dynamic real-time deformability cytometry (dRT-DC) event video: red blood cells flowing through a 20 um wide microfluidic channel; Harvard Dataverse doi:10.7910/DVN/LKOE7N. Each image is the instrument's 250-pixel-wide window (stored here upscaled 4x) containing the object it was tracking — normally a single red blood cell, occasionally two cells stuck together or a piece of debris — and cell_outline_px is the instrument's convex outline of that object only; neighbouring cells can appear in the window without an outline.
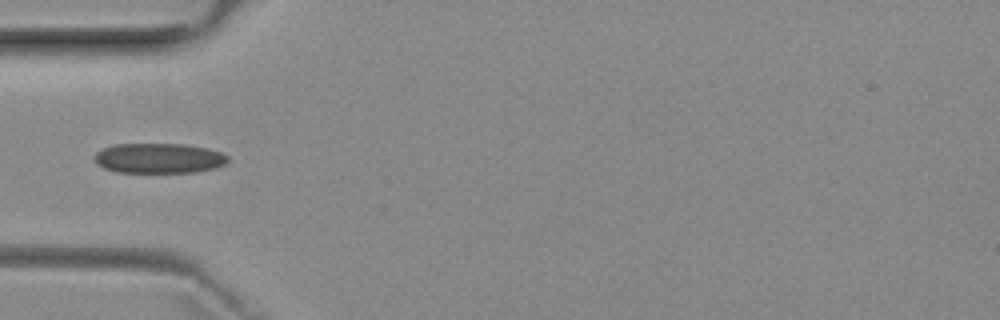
{"species": "common noctule bat (a hibernating species)", "species_latin": "Nyctalus noctula", "temperature_condition": "room temperature", "stored_images_in_passage": 37, "camera_frame_rate_fps": 3000, "um_per_image_px": 0.085, "animal": {"sex": "female", "body_mass_g": 29.2, "forearm_length_mm": 56.3}, "frame": {"image": 1, "passage_image": 1, "time_ms": 0.0, "image_size_px": [1000, 320], "cell_outline_px": [[228, 160], [224, 164], [216, 168], [196, 172], [116, 172], [104, 168], [96, 160], [96, 152], [104, 148], [116, 144], [184, 144], [208, 148], [220, 152], [228, 156]], "centroid_in_image_um": [13.55, 13.45], "position_along_channel_um": 71.4, "area_um2": 23.18}}
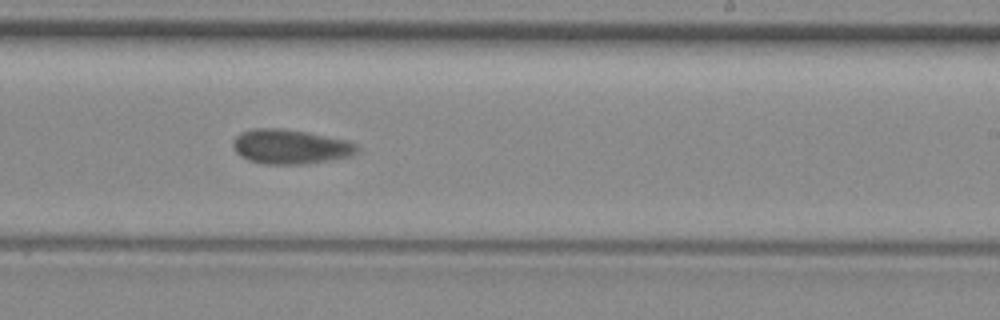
{"frame": {"image": 2, "passage_image": 16, "time_ms": 5.0, "image_size_px": [1000, 320], "cell_outline_px": [[360, 148], [352, 156], [304, 164], [264, 164], [248, 160], [240, 156], [236, 152], [232, 144], [232, 140], [240, 132], [256, 128], [280, 128], [308, 132], [344, 140], [356, 144]], "centroid_in_image_um": [24.64, 12.47], "position_along_channel_um": 264.4, "area_um2": 24.97}}
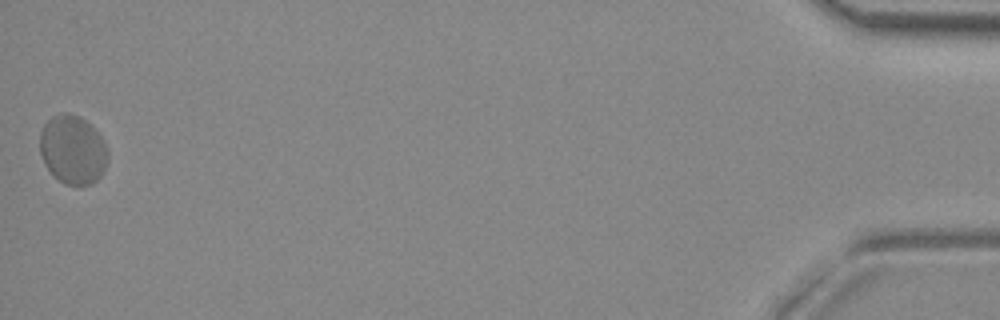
{"frame": {"image": 3, "passage_image": 37, "time_ms": 12.0, "image_size_px": [1000, 320], "cell_outline_px": [[108, 160], [104, 172], [92, 184], [64, 184], [52, 176], [44, 164], [40, 152], [40, 132], [44, 124], [52, 116], [60, 112], [68, 112], [80, 116], [104, 140], [108, 148]], "centroid_in_image_um": [6.18, 12.73], "position_along_channel_um": 429.0, "area_um2": 27.51}}